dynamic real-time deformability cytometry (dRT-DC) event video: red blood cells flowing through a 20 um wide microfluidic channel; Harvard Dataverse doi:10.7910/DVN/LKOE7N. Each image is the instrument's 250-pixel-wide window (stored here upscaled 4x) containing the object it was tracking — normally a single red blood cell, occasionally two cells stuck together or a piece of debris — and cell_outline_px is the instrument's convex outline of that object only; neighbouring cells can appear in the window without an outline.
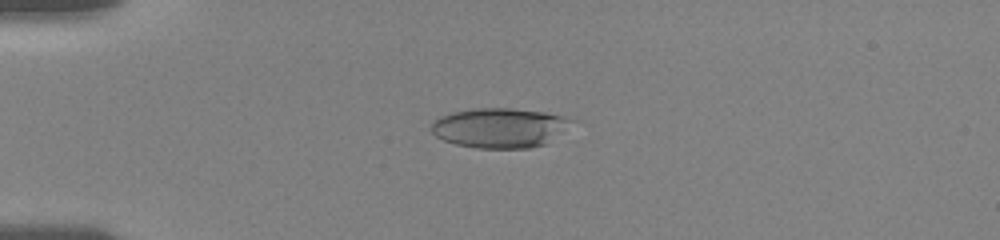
{"species": "human", "species_latin": "Homo sapiens", "temperature_condition": "room temperature", "stored_images_in_passage": 56, "camera_frame_rate_fps": 3000, "um_per_image_px": 0.085, "donor": {"sex": "female"}, "frame": {"image": 1, "passage_image": 15, "time_ms": 4.667, "image_size_px": [1000, 240], "cell_outline_px": [[580, 120], [544, 144], [528, 148], [476, 148], [456, 144], [444, 140], [436, 136], [432, 132], [432, 120], [440, 116], [452, 112], [476, 108], [512, 108], [544, 112]], "centroid_in_image_um": [42.5, 10.85], "position_along_channel_um": 42.5, "area_um2": 32.6}}
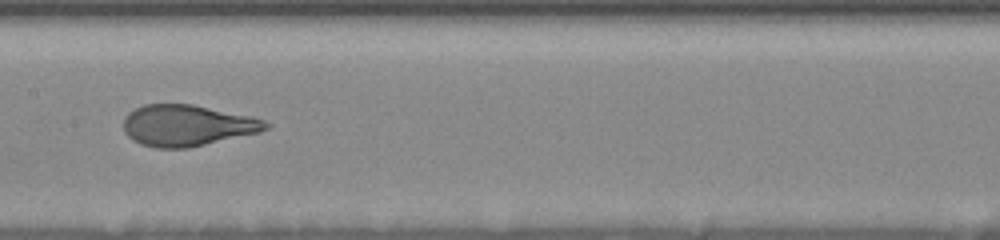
{"frame": {"image": 2, "passage_image": 30, "time_ms": 9.667, "image_size_px": [1000, 240], "cell_outline_px": [[272, 124], [268, 128], [260, 132], [188, 148], [156, 148], [140, 144], [132, 140], [124, 132], [124, 116], [128, 112], [144, 104], [192, 104], [252, 116], [264, 120]], "centroid_in_image_um": [15.9, 10.66], "position_along_channel_um": 191.5, "area_um2": 34.33}}
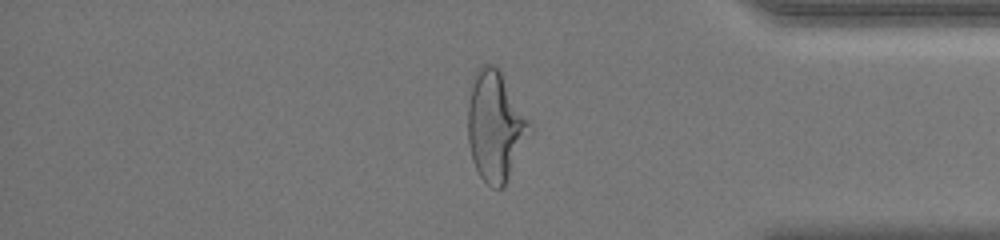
{"frame": {"image": 3, "passage_image": 48, "time_ms": 15.667, "image_size_px": [1000, 240], "cell_outline_px": [[532, 128], [504, 184], [500, 188], [492, 188], [480, 176], [472, 160], [468, 140], [468, 108], [472, 76], [484, 64], [492, 64], [500, 72], [532, 124]], "centroid_in_image_um": [42.07, 10.71], "position_along_channel_um": 393.1, "area_um2": 38.61}, "authors_computed_cell_mechanics": {"area_um2": 34.7378, "velocity_mm_per_s": 3.6305, "shape_relaxation_time_tau1_ms": 6.8914, "shape_relaxation_time_tau2_ms": null, "deformation_change_tau1": 0.2454, "deformation_change_tau2": null}}